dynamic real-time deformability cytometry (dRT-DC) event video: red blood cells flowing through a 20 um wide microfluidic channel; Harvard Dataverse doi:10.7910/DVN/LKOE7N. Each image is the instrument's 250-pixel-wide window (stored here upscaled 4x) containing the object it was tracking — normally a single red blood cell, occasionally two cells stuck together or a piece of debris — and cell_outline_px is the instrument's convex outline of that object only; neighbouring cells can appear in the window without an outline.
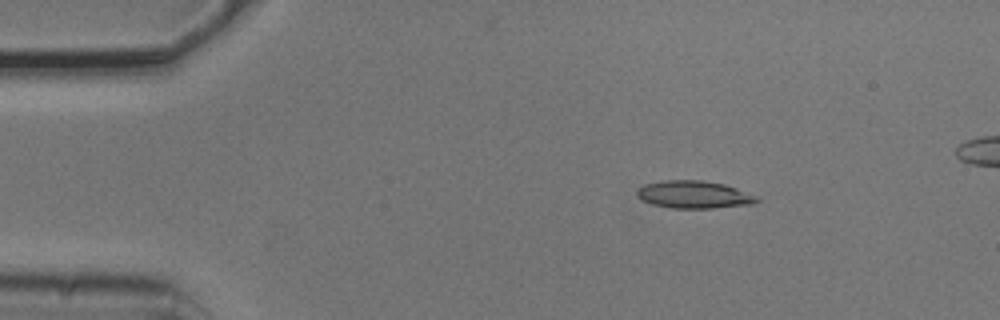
{"species": "common noctule bat (a hibernating species)", "species_latin": "Nyctalus noctula", "temperature_condition": "cold", "stored_images_in_passage": 5, "camera_frame_rate_fps": 3000, "um_per_image_px": 0.085, "animal": {"sex": "male", "body_mass_g": 20.5, "forearm_length_mm": 52.5}, "frame": {"image": 1, "passage_image": 3, "time_ms": 0.667, "image_size_px": [1000, 320], "cell_outline_px": [[760, 200], [752, 204], [712, 208], [672, 208], [652, 204], [640, 200], [636, 196], [636, 192], [644, 184], [664, 180], [700, 180], [724, 184], [760, 196]], "centroid_in_image_um": [58.99, 16.54], "position_along_channel_um": 26.0, "area_um2": 19.36}}
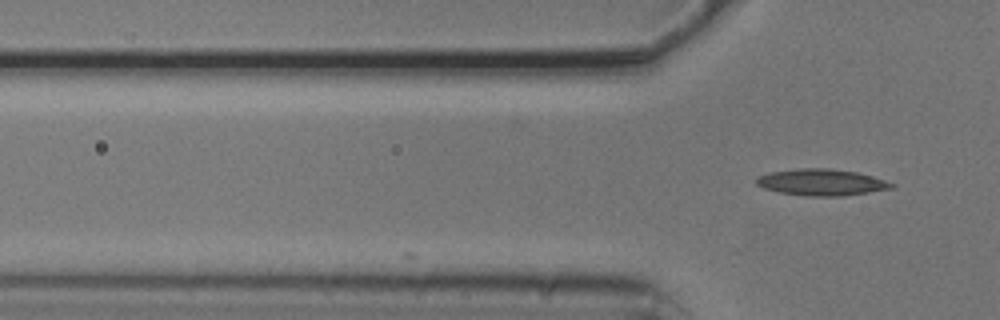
{"frame": {"image": 2, "passage_image": 5, "time_ms": 1.333, "image_size_px": [1000, 320], "cell_outline_px": [[896, 184], [892, 188], [868, 192], [840, 196], [808, 196], [780, 192], [764, 188], [756, 184], [756, 180], [760, 176], [768, 172], [800, 168], [828, 168], [856, 172], [872, 176]], "centroid_in_image_um": [69.82, 15.49], "position_along_channel_um": 56.0, "area_um2": 20.63}}